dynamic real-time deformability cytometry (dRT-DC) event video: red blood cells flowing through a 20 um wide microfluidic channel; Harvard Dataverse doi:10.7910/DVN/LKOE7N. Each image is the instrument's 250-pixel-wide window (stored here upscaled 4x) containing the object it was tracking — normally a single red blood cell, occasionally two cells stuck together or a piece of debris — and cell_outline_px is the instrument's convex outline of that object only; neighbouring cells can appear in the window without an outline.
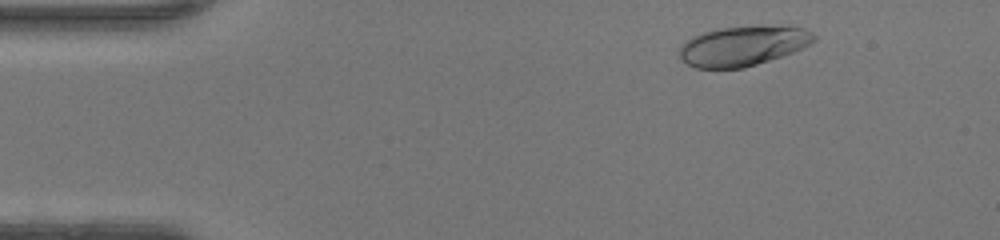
{"species": "human", "species_latin": "Homo sapiens", "temperature_condition": "warm", "stored_images_in_passage": 45, "camera_frame_rate_fps": 3000, "um_per_image_px": 0.085, "donor": {"sex": "female"}, "frame": {"image": 1, "passage_image": 4, "time_ms": 1.0, "image_size_px": [1000, 240], "cell_outline_px": [[816, 40], [792, 52], [744, 68], [696, 68], [688, 64], [680, 56], [680, 48], [692, 36], [704, 32], [720, 28], [752, 24], [764, 24], [804, 28], [812, 32], [816, 36]], "centroid_in_image_um": [63.18, 3.86], "position_along_channel_um": 21.8, "area_um2": 31.27}}
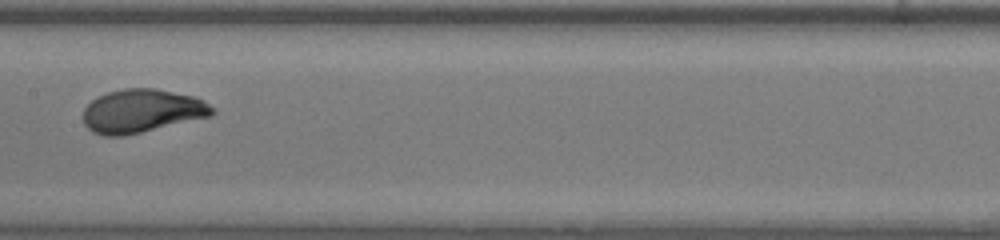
{"frame": {"image": 2, "passage_image": 22, "time_ms": 7.0, "image_size_px": [1000, 240], "cell_outline_px": [[216, 112], [212, 116], [140, 132], [120, 136], [104, 136], [92, 132], [84, 124], [84, 108], [92, 100], [108, 92], [124, 88], [152, 88], [196, 96], [216, 108]], "centroid_in_image_um": [12.09, 9.43], "position_along_channel_um": 195.3, "area_um2": 32.6}}
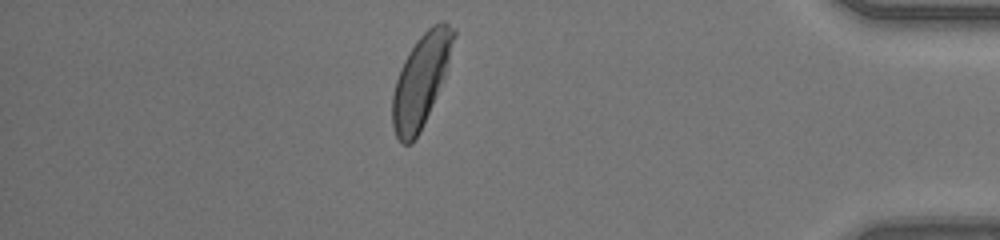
{"frame": {"image": 3, "passage_image": 39, "time_ms": 12.667, "image_size_px": [1000, 240], "cell_outline_px": [[456, 32], [444, 76], [420, 132], [412, 144], [400, 144], [396, 136], [392, 124], [392, 96], [396, 80], [400, 68], [404, 60], [416, 40], [432, 24], [440, 20], [444, 20], [456, 28]], "centroid_in_image_um": [35.76, 6.82], "position_along_channel_um": 399.4, "area_um2": 32.48}, "authors_computed_cell_mechanics": {"area_um2": 32.079, "velocity_mm_per_s": 4.3364, "shape_relaxation_time_tau1_ms": 2.1858, "shape_relaxation_time_tau2_ms": null, "deformation_change_tau1": 0.167, "deformation_change_tau2": null}}